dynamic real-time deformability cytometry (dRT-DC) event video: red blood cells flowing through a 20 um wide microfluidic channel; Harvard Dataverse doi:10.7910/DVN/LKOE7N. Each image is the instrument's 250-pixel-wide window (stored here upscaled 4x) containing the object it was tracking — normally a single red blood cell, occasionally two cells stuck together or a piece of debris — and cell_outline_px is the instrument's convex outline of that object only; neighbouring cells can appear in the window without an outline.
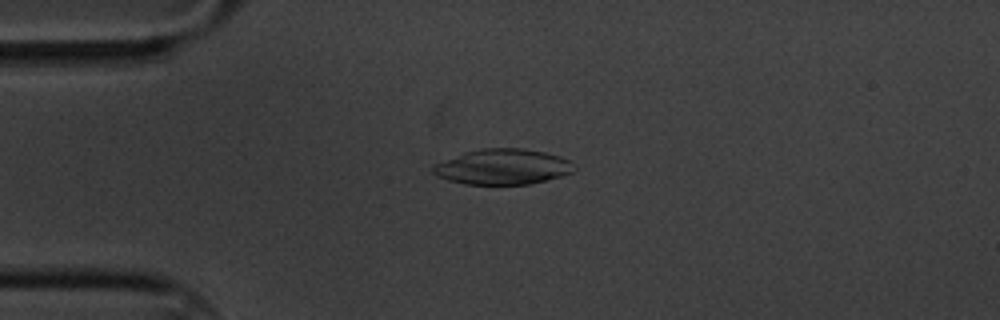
{"species": "common noctule bat (a hibernating species)", "species_latin": "Nyctalus noctula", "temperature_condition": "cold", "stored_images_in_passage": 50, "camera_frame_rate_fps": 3000, "um_per_image_px": 0.085, "animal": {"sex": "male", "body_mass_g": 20.1, "forearm_length_mm": 53.5}, "frame": {"image": 1, "passage_image": 6, "time_ms": 1.667, "image_size_px": [1000, 320], "cell_outline_px": [[576, 168], [572, 172], [564, 176], [528, 184], [464, 184], [448, 180], [436, 176], [432, 172], [432, 164], [464, 152], [484, 148], [520, 148], [544, 152], [560, 156], [568, 160]], "centroid_in_image_um": [42.7, 14.18], "position_along_channel_um": 42.3, "area_um2": 29.25}}
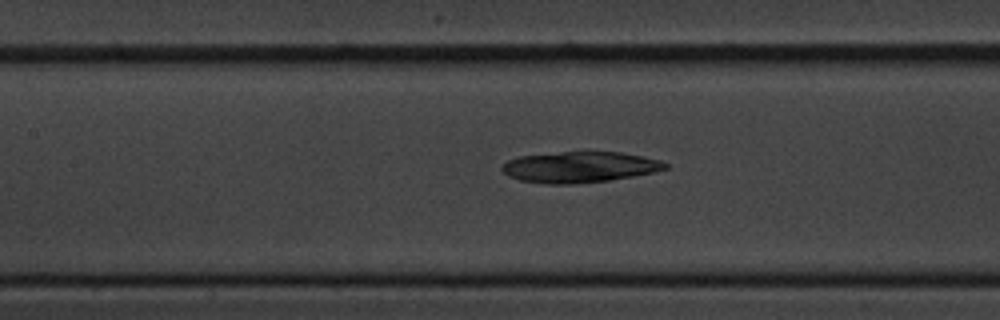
{"frame": {"image": 2, "passage_image": 18, "time_ms": 5.667, "image_size_px": [1000, 320], "cell_outline_px": [[668, 168], [652, 172], [632, 176], [608, 180], [572, 184], [544, 184], [520, 180], [508, 176], [500, 168], [508, 160], [520, 156], [560, 152], [620, 152], [660, 160], [668, 164]], "centroid_in_image_um": [49.24, 14.2], "position_along_channel_um": 158.2, "area_um2": 29.13}}
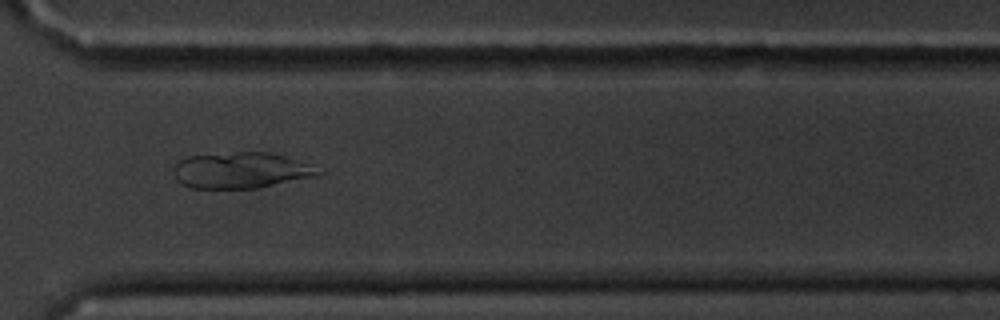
{"frame": {"image": 3, "passage_image": 35, "time_ms": 11.333, "image_size_px": [1000, 320], "cell_outline_px": [[324, 172], [320, 176], [256, 188], [188, 188], [180, 184], [176, 180], [172, 172], [172, 168], [180, 160], [188, 156], [240, 152], [264, 152], [280, 156], [308, 164]], "centroid_in_image_um": [20.43, 14.5], "position_along_channel_um": 350.2, "area_um2": 30.23}}